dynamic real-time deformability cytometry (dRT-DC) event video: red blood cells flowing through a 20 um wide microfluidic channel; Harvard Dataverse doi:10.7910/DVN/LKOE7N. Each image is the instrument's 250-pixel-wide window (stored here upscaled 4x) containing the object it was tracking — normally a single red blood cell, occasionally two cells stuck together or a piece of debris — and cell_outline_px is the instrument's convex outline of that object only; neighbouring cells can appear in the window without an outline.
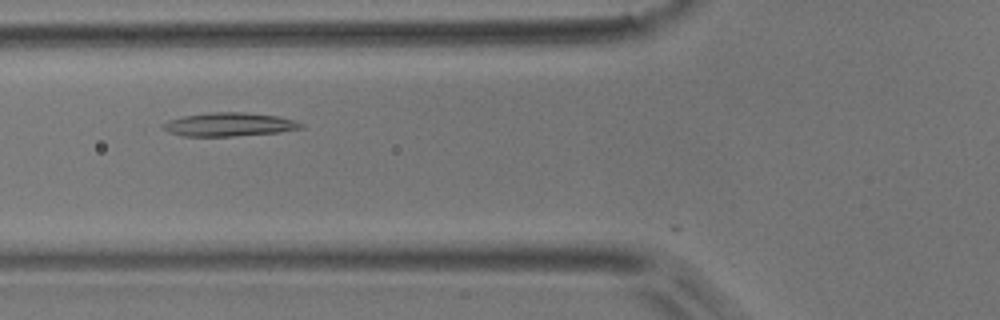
{"species": "common noctule bat (a hibernating species)", "species_latin": "Nyctalus noctula", "temperature_condition": "room temperature", "stored_images_in_passage": 7, "camera_frame_rate_fps": 3000, "um_per_image_px": 0.085, "animal": {"sex": "male", "body_mass_g": 17.9}, "frame": {"image": 1, "passage_image": 5, "time_ms": 4.667, "image_size_px": [1000, 320], "cell_outline_px": [[304, 128], [280, 132], [232, 136], [184, 136], [168, 132], [164, 128], [164, 124], [168, 120], [184, 116], [208, 112], [244, 112], [276, 116], [292, 120], [304, 124]], "centroid_in_image_um": [19.5, 10.58], "position_along_channel_um": 106.3, "area_um2": 18.79}}
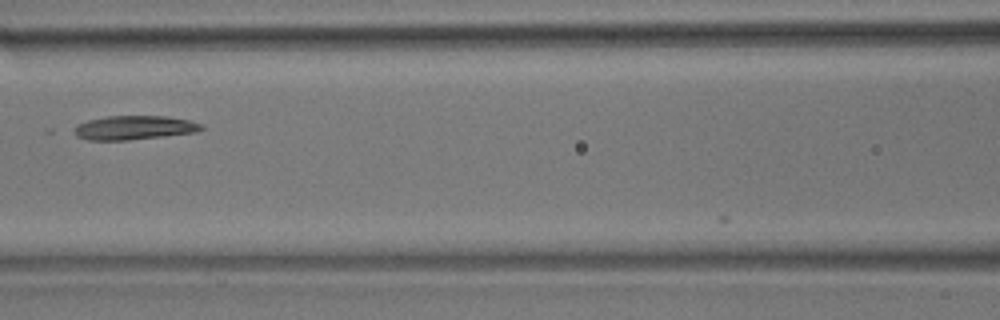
{"frame": {"image": 2, "passage_image": 6, "time_ms": 6.0, "image_size_px": [1000, 320], "cell_outline_px": [[204, 128], [196, 132], [164, 136], [128, 140], [88, 140], [76, 136], [68, 128], [76, 124], [88, 120], [108, 116], [168, 116], [188, 120], [204, 124]], "centroid_in_image_um": [11.34, 10.85], "position_along_channel_um": 155.3, "area_um2": 18.09}}